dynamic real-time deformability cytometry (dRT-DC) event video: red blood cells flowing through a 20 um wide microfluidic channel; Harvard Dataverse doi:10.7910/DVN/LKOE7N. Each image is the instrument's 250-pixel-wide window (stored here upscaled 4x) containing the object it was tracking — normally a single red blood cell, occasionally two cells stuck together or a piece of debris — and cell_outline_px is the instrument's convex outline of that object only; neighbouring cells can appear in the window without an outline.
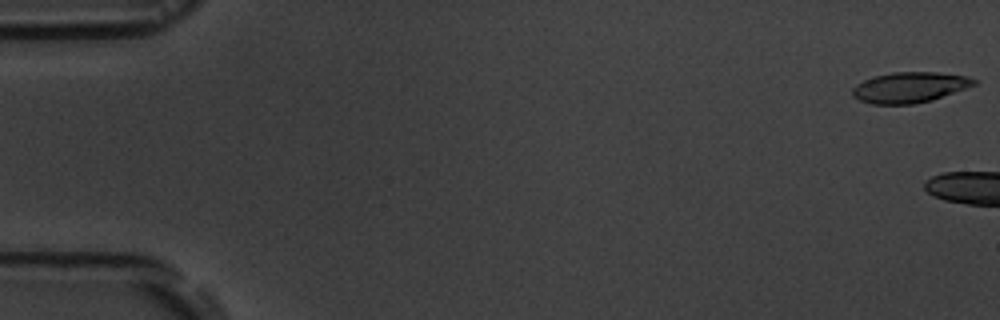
{"species": "common noctule bat (a hibernating species)", "species_latin": "Nyctalus noctula", "temperature_condition": "room temperature", "stored_images_in_passage": 3, "camera_frame_rate_fps": 3000, "um_per_image_px": 0.085, "animal": {"sex": "male", "body_mass_g": 19.5, "forearm_length_mm": 54.6}, "frame": {"image": 1, "passage_image": 1, "time_ms": 0.0, "image_size_px": [1000, 320], "cell_outline_px": [[976, 84], [932, 100], [912, 104], [872, 104], [860, 100], [852, 96], [852, 88], [856, 84], [872, 76], [892, 72], [936, 72], [964, 76], [976, 80]], "centroid_in_image_um": [77.26, 7.42], "position_along_channel_um": 7.7, "area_um2": 21.5}}